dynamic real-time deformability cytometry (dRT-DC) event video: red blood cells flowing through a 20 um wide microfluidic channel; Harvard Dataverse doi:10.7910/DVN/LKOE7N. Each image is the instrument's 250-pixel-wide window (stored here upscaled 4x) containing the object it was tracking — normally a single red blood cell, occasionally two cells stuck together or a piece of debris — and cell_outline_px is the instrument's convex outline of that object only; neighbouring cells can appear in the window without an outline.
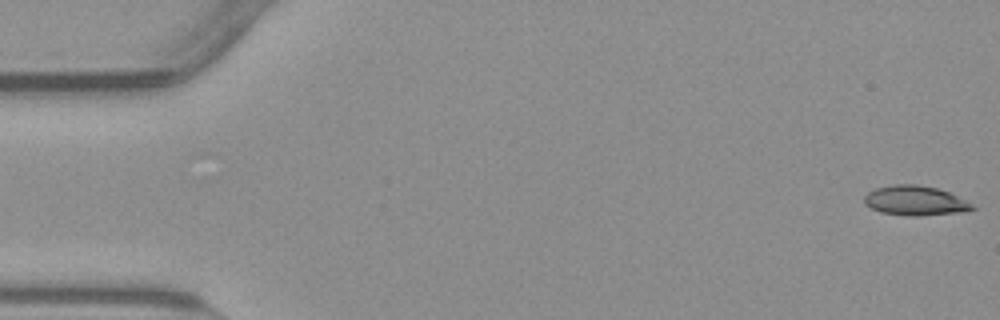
{"species": "common noctule bat (a hibernating species)", "species_latin": "Nyctalus noctula", "temperature_condition": "warm", "stored_images_in_passage": 54, "camera_frame_rate_fps": 3000, "um_per_image_px": 0.085, "animal": {"sex": "male", "body_mass_g": 23.1, "forearm_length_mm": 52.7}, "frame": {"image": 1, "passage_image": 1, "time_ms": 0.0, "image_size_px": [1000, 320], "cell_outline_px": [[976, 208], [964, 212], [920, 216], [908, 216], [880, 212], [864, 204], [864, 196], [868, 192], [876, 188], [896, 184], [916, 184], [936, 188], [948, 192], [972, 204]], "centroid_in_image_um": [77.77, 17.06], "position_along_channel_um": 7.2, "area_um2": 18.61}}
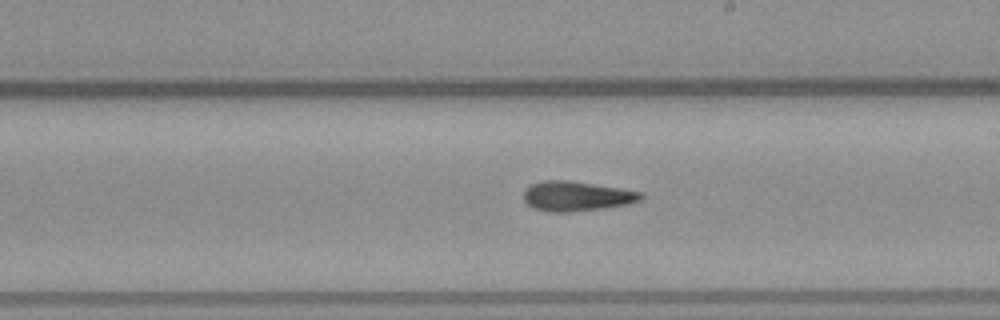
{"frame": {"image": 2, "passage_image": 31, "time_ms": 10.0, "image_size_px": [1000, 320], "cell_outline_px": [[644, 196], [640, 200], [628, 204], [600, 208], [568, 212], [548, 212], [532, 208], [524, 200], [524, 192], [532, 184], [544, 180], [568, 180], [644, 192]], "centroid_in_image_um": [49.01, 16.67], "position_along_channel_um": 240.0, "area_um2": 20.17}}
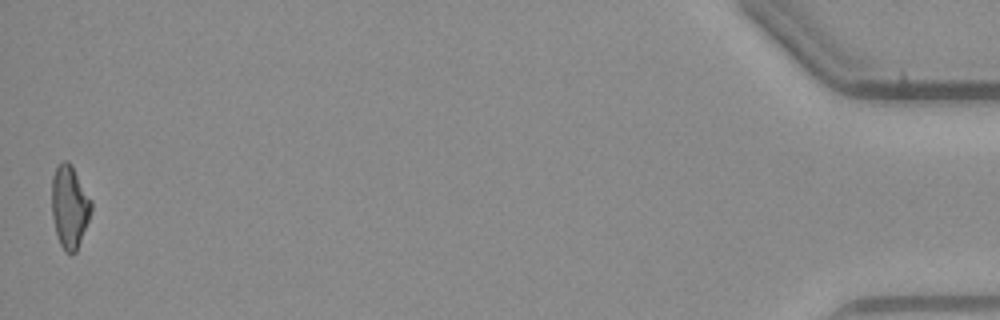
{"frame": {"image": 3, "passage_image": 54, "time_ms": 17.667, "image_size_px": [1000, 320], "cell_outline_px": [[92, 212], [76, 252], [64, 252], [60, 244], [56, 232], [52, 216], [52, 176], [56, 168], [64, 160], [68, 160], [72, 164], [92, 200]], "centroid_in_image_um": [5.93, 17.55], "position_along_channel_um": 429.3, "area_um2": 19.13}, "authors_computed_cell_mechanics": {"area_um2": 19.652, "velocity_mm_per_s": 3.816, "shape_relaxation_time_tau1_ms": 7.4021, "shape_relaxation_time_tau2_ms": 5.8869, "deformation_change_tau1": 0.1984, "deformation_change_tau2": 0.1551}}